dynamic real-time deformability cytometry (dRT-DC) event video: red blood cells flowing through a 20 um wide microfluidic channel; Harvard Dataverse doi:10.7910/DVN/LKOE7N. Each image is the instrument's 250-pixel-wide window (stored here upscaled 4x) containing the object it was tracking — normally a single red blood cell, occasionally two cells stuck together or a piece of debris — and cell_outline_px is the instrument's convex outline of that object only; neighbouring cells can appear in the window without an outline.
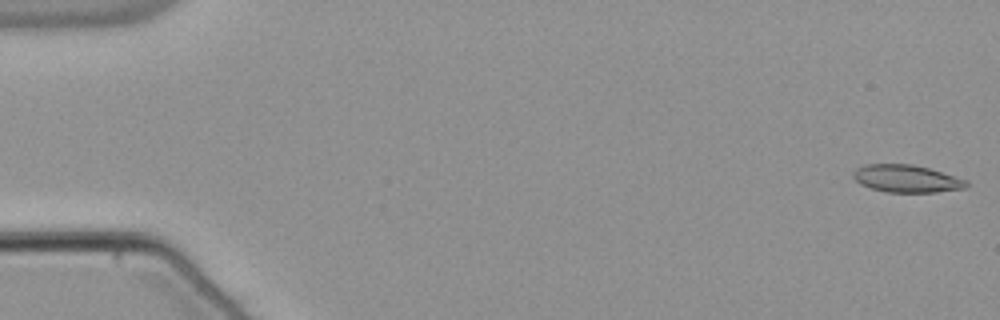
{"species": "common noctule bat (a hibernating species)", "species_latin": "Nyctalus noctula", "temperature_condition": "warm", "stored_images_in_passage": 54, "camera_frame_rate_fps": 3000, "um_per_image_px": 0.085, "animal": {"sex": "male", "body_mass_g": 21.5, "forearm_length_mm": 52.0}, "frame": {"image": 1, "passage_image": 1, "time_ms": 0.0, "image_size_px": [1000, 320], "cell_outline_px": [[968, 184], [964, 188], [936, 192], [888, 192], [872, 188], [860, 184], [852, 176], [852, 172], [856, 168], [864, 164], [912, 164], [928, 168], [968, 180]], "centroid_in_image_um": [77.03, 15.18], "position_along_channel_um": 8.0, "area_um2": 18.03}}
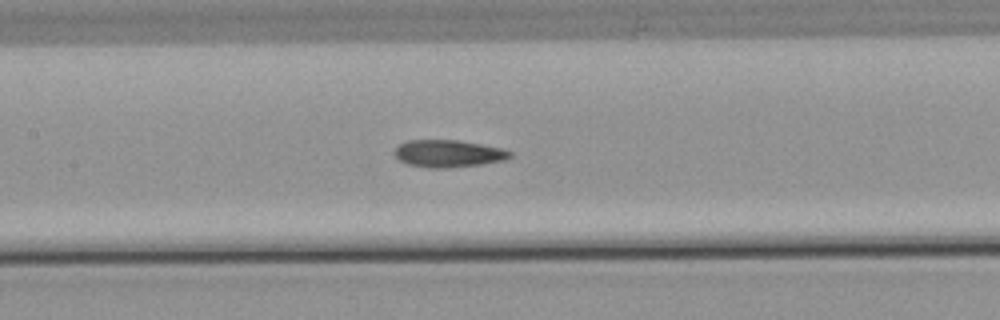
{"frame": {"image": 2, "passage_image": 26, "time_ms": 8.333, "image_size_px": [1000, 320], "cell_outline_px": [[512, 156], [504, 160], [484, 164], [448, 168], [428, 168], [408, 164], [400, 160], [396, 156], [396, 148], [400, 144], [408, 140], [456, 140], [504, 148], [512, 152]], "centroid_in_image_um": [38.15, 13.06], "position_along_channel_um": 169.2, "area_um2": 18.32}}
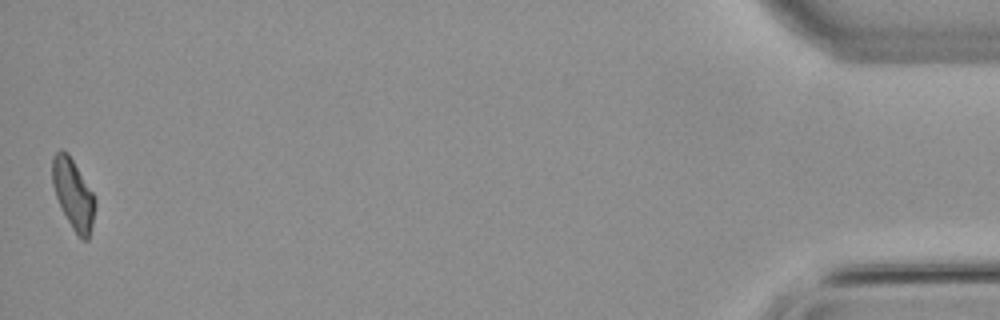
{"frame": {"image": 3, "passage_image": 54, "time_ms": 17.667, "image_size_px": [1000, 320], "cell_outline_px": [[96, 204], [92, 224], [88, 240], [84, 240], [72, 228], [56, 196], [52, 184], [52, 156], [60, 148], [64, 148], [68, 152], [92, 192], [96, 200]], "centroid_in_image_um": [6.21, 16.43], "position_along_channel_um": 429.0, "area_um2": 17.22}, "authors_computed_cell_mechanics": {"area_um2": 18.0914, "velocity_mm_per_s": 3.7968, "shape_relaxation_time_tau1_ms": 9.1613, "shape_relaxation_time_tau2_ms": 2.6734, "deformation_change_tau1": 0.2102, "deformation_change_tau2": 0.0972}}